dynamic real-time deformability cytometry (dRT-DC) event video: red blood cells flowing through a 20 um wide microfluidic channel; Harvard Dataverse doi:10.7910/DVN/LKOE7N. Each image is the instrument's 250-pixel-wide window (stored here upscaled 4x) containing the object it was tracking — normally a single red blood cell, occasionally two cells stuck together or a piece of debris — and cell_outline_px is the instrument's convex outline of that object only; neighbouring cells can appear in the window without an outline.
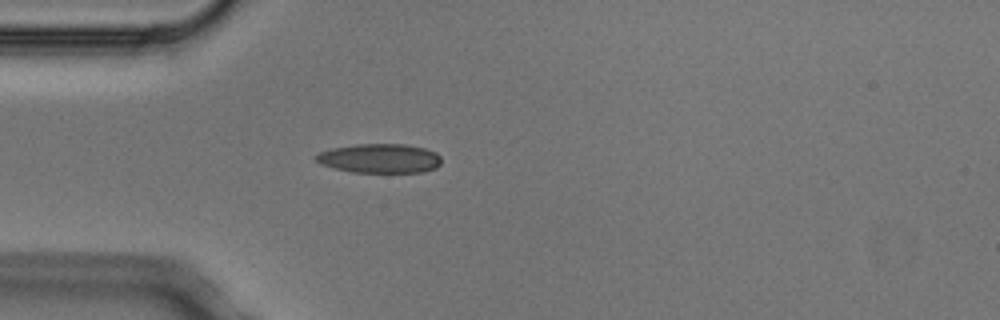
{"species": "Egyptian fruit bat (a non-hibernating species)", "species_latin": "Rousettus aegyptiacus", "temperature_condition": "cold", "stored_images_in_passage": 1, "camera_frame_rate_fps": 3000, "um_per_image_px": 0.085, "animal": {"sex": "male"}, "frame": {"image": 1, "passage_image": 1, "time_ms": 0.0, "image_size_px": [1000, 320], "cell_outline_px": [[440, 164], [436, 168], [424, 172], [352, 172], [320, 164], [316, 160], [316, 156], [320, 152], [332, 148], [356, 144], [404, 144], [424, 148], [436, 152], [440, 156]], "centroid_in_image_um": [32.3, 13.46], "position_along_channel_um": 52.7, "area_um2": 21.27}}